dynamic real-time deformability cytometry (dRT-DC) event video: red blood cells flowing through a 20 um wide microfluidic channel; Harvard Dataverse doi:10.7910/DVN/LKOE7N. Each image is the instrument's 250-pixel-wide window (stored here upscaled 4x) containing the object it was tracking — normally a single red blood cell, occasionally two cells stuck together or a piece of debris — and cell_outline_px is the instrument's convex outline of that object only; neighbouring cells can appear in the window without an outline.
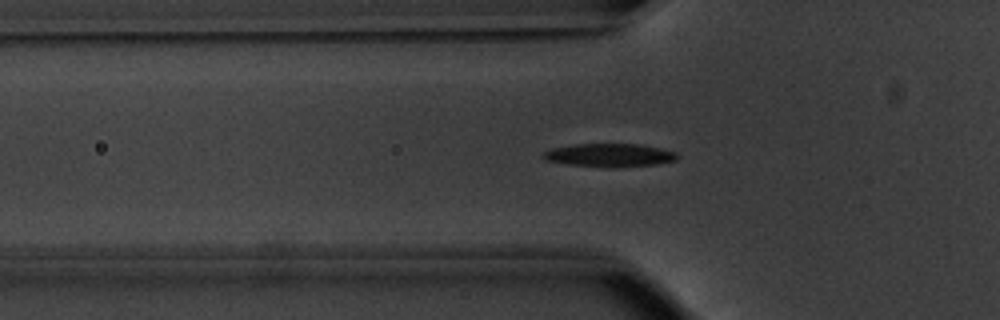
{"species": "common noctule bat (a hibernating species)", "species_latin": "Nyctalus noctula", "temperature_condition": "warm", "stored_images_in_passage": 54, "camera_frame_rate_fps": 3000, "um_per_image_px": 0.085, "animal": {"sex": "male", "body_mass_g": 20.1, "forearm_length_mm": 53.5}, "frame": {"image": 1, "passage_image": 18, "time_ms": 5.667, "image_size_px": [1000, 320], "cell_outline_px": [[680, 156], [676, 160], [656, 164], [616, 168], [612, 168], [568, 164], [544, 160], [540, 156], [544, 152], [552, 148], [572, 144], [636, 144], [660, 148], [676, 152]], "centroid_in_image_um": [51.79, 13.2], "position_along_channel_um": 74.0, "area_um2": 18.32}}
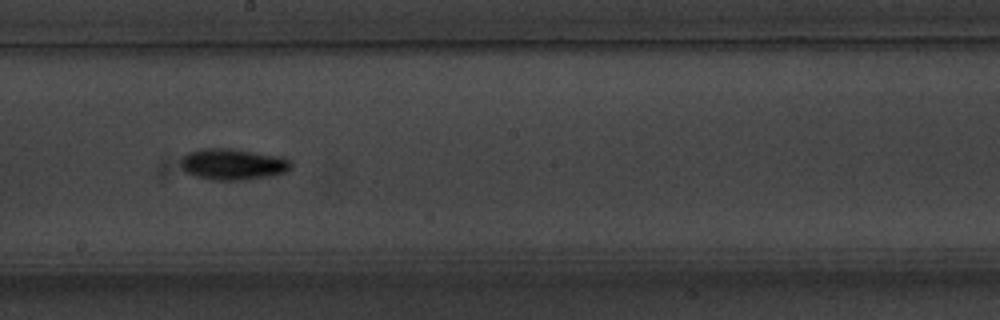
{"frame": {"image": 2, "passage_image": 30, "time_ms": 9.667, "image_size_px": [1000, 320], "cell_outline_px": [[292, 168], [288, 172], [272, 176], [244, 180], [212, 180], [196, 176], [184, 172], [180, 164], [180, 160], [188, 152], [204, 148], [232, 148], [284, 156], [292, 160]], "centroid_in_image_um": [19.86, 13.95], "position_along_channel_um": 228.3, "area_um2": 20.63}}
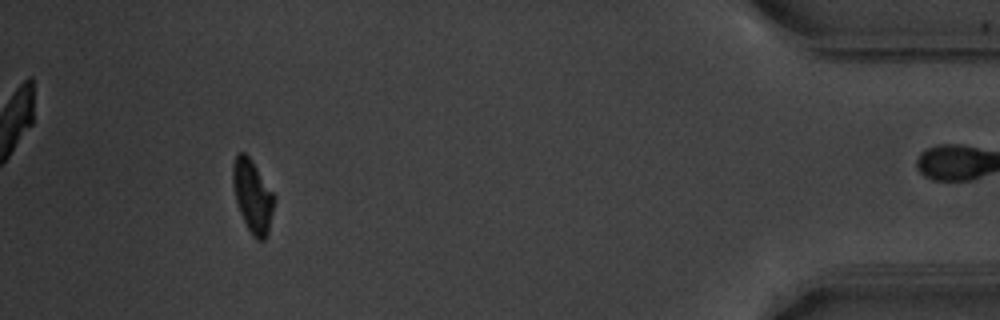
{"frame": {"image": 3, "passage_image": 49, "time_ms": 16.0, "image_size_px": [1000, 320], "cell_outline_px": [[276, 200], [268, 236], [264, 240], [256, 240], [252, 236], [240, 212], [236, 200], [232, 184], [232, 164], [236, 156], [240, 152], [244, 152], [252, 160], [276, 196]], "centroid_in_image_um": [21.5, 16.69], "position_along_channel_um": 413.7, "area_um2": 17.8}, "authors_computed_cell_mechanics": {"area_um2": 17.7157, "velocity_mm_per_s": 3.8366, "shape_relaxation_time_tau1_ms": 2.9497, "shape_relaxation_time_tau2_ms": null, "deformation_change_tau1": 0.1483, "deformation_change_tau2": null}}